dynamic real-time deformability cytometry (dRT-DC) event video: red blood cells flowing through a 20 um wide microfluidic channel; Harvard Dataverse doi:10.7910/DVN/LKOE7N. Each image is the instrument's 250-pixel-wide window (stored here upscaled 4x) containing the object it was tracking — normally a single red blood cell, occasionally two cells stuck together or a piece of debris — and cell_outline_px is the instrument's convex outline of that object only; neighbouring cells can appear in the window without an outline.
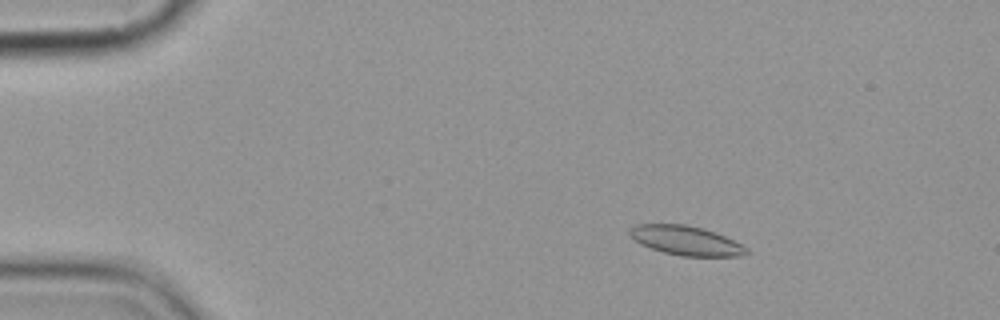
{"species": "common noctule bat (a hibernating species)", "species_latin": "Nyctalus noctula", "temperature_condition": "cold", "stored_images_in_passage": 5, "camera_frame_rate_fps": 3000, "um_per_image_px": 0.085, "animal": {"sex": "female", "body_mass_g": 19.9}, "frame": {"image": 1, "passage_image": 3, "time_ms": 2.333, "image_size_px": [1000, 320], "cell_outline_px": [[748, 252], [740, 256], [680, 256], [664, 252], [640, 244], [628, 232], [636, 224], [684, 224], [704, 228], [724, 236], [748, 248]], "centroid_in_image_um": [58.31, 20.44], "position_along_channel_um": 26.7, "area_um2": 19.65}}